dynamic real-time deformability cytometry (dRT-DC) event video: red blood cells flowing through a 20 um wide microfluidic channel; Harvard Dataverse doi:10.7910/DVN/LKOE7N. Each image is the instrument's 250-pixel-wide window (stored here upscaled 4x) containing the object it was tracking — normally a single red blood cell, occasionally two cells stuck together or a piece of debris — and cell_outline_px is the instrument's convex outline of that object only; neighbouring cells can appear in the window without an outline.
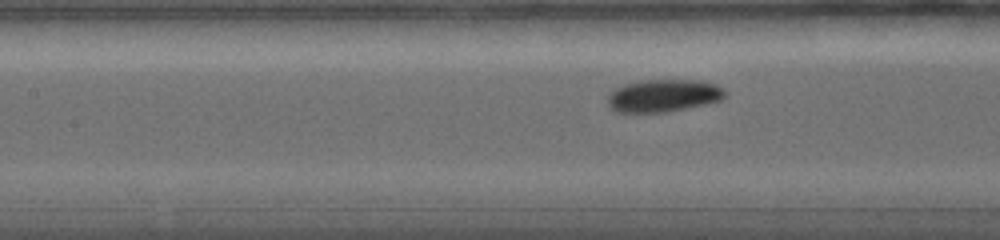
{"species": "common noctule bat (a hibernating species)", "species_latin": "Nyctalus noctula", "temperature_condition": "warm", "stored_images_in_passage": 16, "camera_frame_rate_fps": 5000, "um_per_image_px": 0.085, "animal": {"sex": "female", "body_mass_g": 19.0, "forearm_length_mm": 56.7}, "frame": {"image": 1, "passage_image": 12, "time_ms": 4.2, "image_size_px": [1000, 240], "cell_outline_px": [[728, 92], [720, 100], [704, 104], [664, 112], [616, 112], [608, 104], [608, 92], [624, 84], [640, 80], [704, 80], [716, 84], [724, 88]], "centroid_in_image_um": [56.4, 8.11], "position_along_channel_um": 151.0, "area_um2": 22.31}}
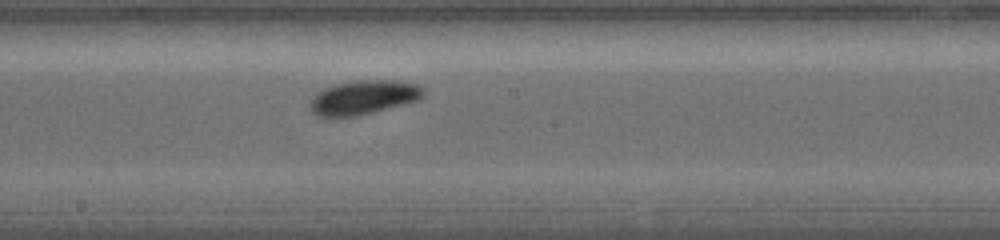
{"frame": {"image": 2, "passage_image": 16, "time_ms": 6.0, "image_size_px": [1000, 240], "cell_outline_px": [[424, 96], [420, 100], [356, 116], [316, 116], [312, 112], [308, 104], [312, 96], [316, 92], [332, 84], [352, 80], [404, 80], [420, 84], [424, 88]], "centroid_in_image_um": [30.91, 8.25], "position_along_channel_um": 217.3, "area_um2": 23.06}}